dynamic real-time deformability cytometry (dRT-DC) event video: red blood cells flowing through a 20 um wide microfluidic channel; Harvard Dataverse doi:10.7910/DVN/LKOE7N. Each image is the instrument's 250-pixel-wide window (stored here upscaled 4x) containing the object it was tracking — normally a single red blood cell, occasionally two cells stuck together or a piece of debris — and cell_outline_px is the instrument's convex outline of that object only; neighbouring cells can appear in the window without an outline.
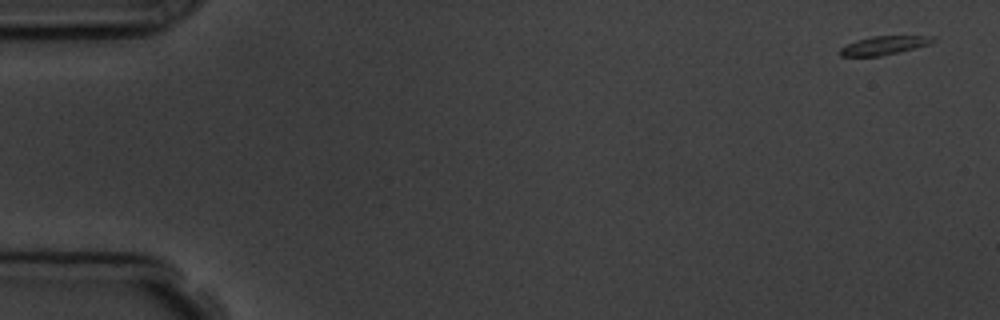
{"species": "common noctule bat (a hibernating species)", "species_latin": "Nyctalus noctula", "temperature_condition": "room temperature", "stored_images_in_passage": 5, "camera_frame_rate_fps": 3000, "um_per_image_px": 0.085, "animal": {"sex": "male", "body_mass_g": 19.5, "forearm_length_mm": 54.6}, "frame": {"image": 1, "passage_image": 1, "time_ms": 0.0, "image_size_px": [1000, 320], "cell_outline_px": [[936, 40], [928, 44], [916, 48], [880, 56], [840, 56], [840, 48], [856, 40], [872, 36], [936, 36]], "centroid_in_image_um": [75.16, 3.85], "position_along_channel_um": 9.8, "area_um2": 10.0}}
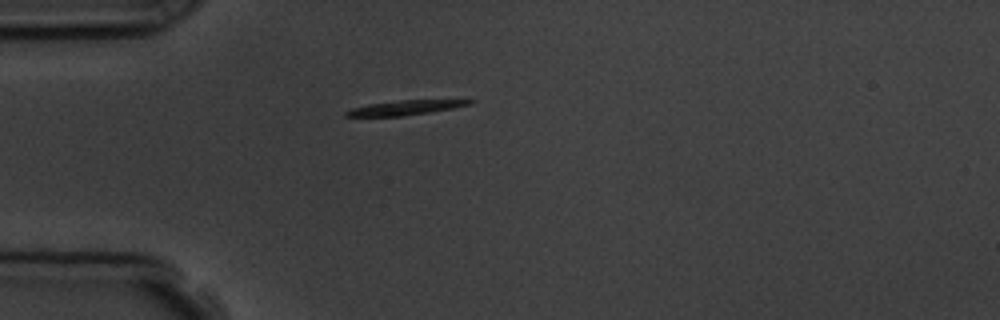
{"frame": {"image": 2, "passage_image": 5, "time_ms": 4.333, "image_size_px": [1000, 320], "cell_outline_px": [[476, 100], [472, 104], [452, 108], [428, 112], [400, 116], [344, 116], [344, 112], [352, 108], [368, 104], [400, 100]], "centroid_in_image_um": [34.41, 9.14], "position_along_channel_um": 50.6, "area_um2": 10.23}}